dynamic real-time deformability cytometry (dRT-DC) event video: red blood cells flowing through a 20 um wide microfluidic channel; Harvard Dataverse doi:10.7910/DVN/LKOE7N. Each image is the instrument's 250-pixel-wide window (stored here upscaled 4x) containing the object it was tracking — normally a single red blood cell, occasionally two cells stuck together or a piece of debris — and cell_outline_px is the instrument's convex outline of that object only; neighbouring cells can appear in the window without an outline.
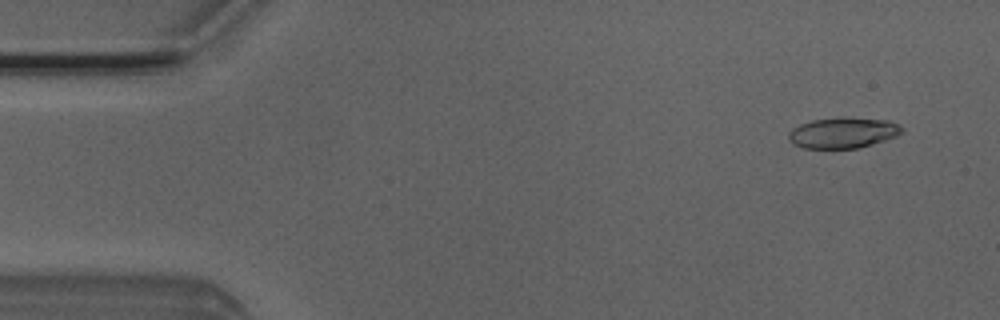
{"species": "Egyptian fruit bat (a non-hibernating species)", "species_latin": "Rousettus aegyptiacus", "temperature_condition": "room temperature", "stored_images_in_passage": 12, "camera_frame_rate_fps": 3000, "um_per_image_px": 0.085, "animal": {"sex": "male"}, "frame": {"image": 1, "passage_image": 4, "time_ms": 1.0, "image_size_px": [1000, 320], "cell_outline_px": [[904, 132], [896, 136], [860, 148], [804, 148], [792, 144], [788, 140], [788, 132], [792, 128], [800, 124], [812, 120], [844, 116], [888, 120], [900, 124], [904, 128]], "centroid_in_image_um": [71.66, 11.27], "position_along_channel_um": 13.3, "area_um2": 20.69}}